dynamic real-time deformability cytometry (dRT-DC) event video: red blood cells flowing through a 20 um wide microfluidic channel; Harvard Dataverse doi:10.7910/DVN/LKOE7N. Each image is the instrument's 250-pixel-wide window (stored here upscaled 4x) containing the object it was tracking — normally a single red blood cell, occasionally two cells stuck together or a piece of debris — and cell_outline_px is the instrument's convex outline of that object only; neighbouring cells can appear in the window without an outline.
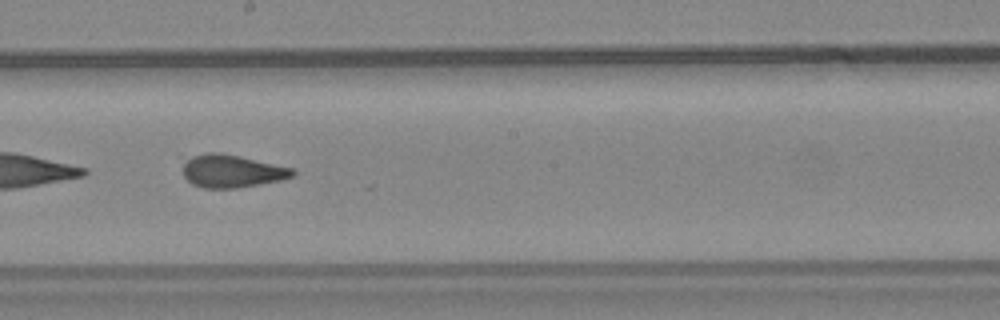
{"species": "common noctule bat (a hibernating species)", "species_latin": "Nyctalus noctula", "temperature_condition": "warm", "stored_images_in_passage": 38, "camera_frame_rate_fps": 3000, "um_per_image_px": 0.085, "animal": {"sex": "female", "body_mass_g": 24.6, "forearm_length_mm": 56.2}, "frame": {"image": 1, "passage_image": 17, "time_ms": 5.333, "image_size_px": [1000, 320], "cell_outline_px": [[296, 172], [292, 176], [280, 180], [260, 184], [236, 188], [204, 188], [192, 184], [184, 176], [184, 164], [192, 156], [208, 152], [220, 152], [240, 156], [296, 168]], "centroid_in_image_um": [19.75, 14.54], "position_along_channel_um": 228.5, "area_um2": 20.98}, "authors_computed_cell_mechanics": {"area_um2": 20.9814, "velocity_mm_per_s": 3.8114, "shape_relaxation_time_tau1_ms": null, "shape_relaxation_time_tau2_ms": 1.3721, "deformation_change_tau1": null, "deformation_change_tau2": 0.1019}}